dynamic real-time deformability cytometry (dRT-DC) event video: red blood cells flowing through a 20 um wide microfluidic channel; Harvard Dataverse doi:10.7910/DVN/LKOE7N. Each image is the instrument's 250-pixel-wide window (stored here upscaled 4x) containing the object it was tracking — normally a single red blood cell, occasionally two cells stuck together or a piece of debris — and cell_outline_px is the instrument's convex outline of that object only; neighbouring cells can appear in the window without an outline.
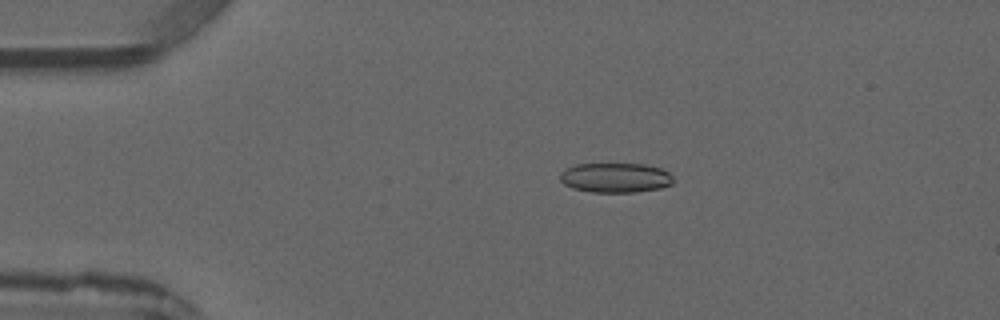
{"species": "common noctule bat (a hibernating species)", "species_latin": "Nyctalus noctula", "temperature_condition": "warm", "stored_images_in_passage": 5, "camera_frame_rate_fps": 3000, "um_per_image_px": 0.085, "animal": {"sex": "male", "forearm_length_mm": 52.5}, "frame": {"image": 1, "passage_image": 5, "time_ms": 4.667, "image_size_px": [1000, 320], "cell_outline_px": [[672, 184], [660, 188], [636, 192], [592, 192], [572, 188], [564, 184], [560, 180], [560, 172], [564, 168], [576, 164], [644, 164], [660, 168], [668, 172], [672, 176]], "centroid_in_image_um": [52.28, 15.1], "position_along_channel_um": 32.7, "area_um2": 19.65}}